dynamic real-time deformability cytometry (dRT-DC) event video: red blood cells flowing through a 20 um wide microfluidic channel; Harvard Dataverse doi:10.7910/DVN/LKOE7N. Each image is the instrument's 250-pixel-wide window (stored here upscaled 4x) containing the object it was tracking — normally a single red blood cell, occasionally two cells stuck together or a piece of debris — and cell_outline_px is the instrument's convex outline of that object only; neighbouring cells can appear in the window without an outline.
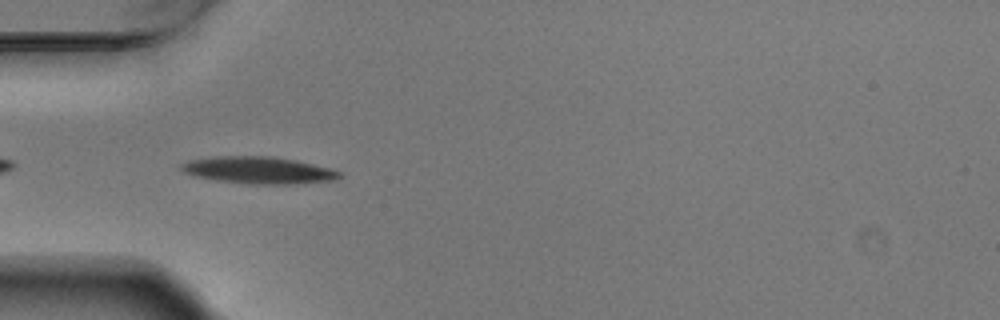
{"species": "Egyptian fruit bat (a non-hibernating species)", "species_latin": "Rousettus aegyptiacus", "temperature_condition": "warm", "stored_images_in_passage": 5, "camera_frame_rate_fps": 3000, "um_per_image_px": 0.085, "animal": {"sex": "male"}, "frame": {"image": 1, "passage_image": 4, "time_ms": 1.0, "image_size_px": [1000, 320], "cell_outline_px": [[344, 176], [336, 180], [292, 184], [252, 184], [216, 180], [192, 176], [184, 172], [180, 168], [180, 164], [188, 160], [212, 156], [272, 156], [296, 160], [332, 168], [340, 172]], "centroid_in_image_um": [21.98, 14.46], "position_along_channel_um": 63.0, "area_um2": 25.2}}
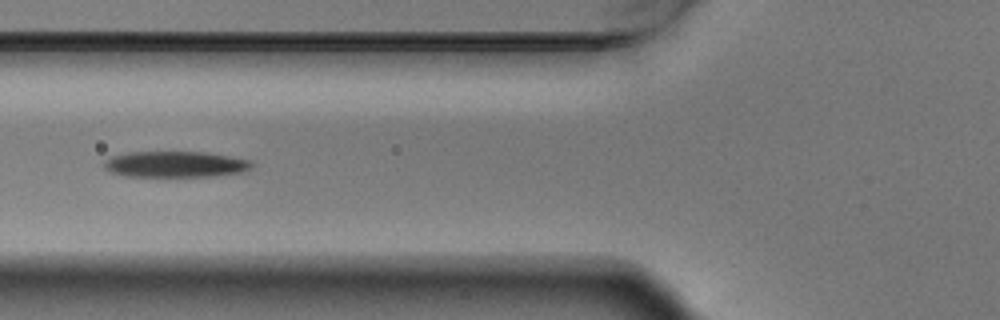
{"frame": {"image": 2, "passage_image": 5, "time_ms": 1.333, "image_size_px": [1000, 320], "cell_outline_px": [[252, 164], [248, 168], [240, 172], [212, 176], [128, 176], [108, 172], [104, 168], [104, 160], [112, 156], [128, 152], [204, 152], [252, 160]], "centroid_in_image_um": [14.84, 13.96], "position_along_channel_um": 111.0, "area_um2": 22.2}}